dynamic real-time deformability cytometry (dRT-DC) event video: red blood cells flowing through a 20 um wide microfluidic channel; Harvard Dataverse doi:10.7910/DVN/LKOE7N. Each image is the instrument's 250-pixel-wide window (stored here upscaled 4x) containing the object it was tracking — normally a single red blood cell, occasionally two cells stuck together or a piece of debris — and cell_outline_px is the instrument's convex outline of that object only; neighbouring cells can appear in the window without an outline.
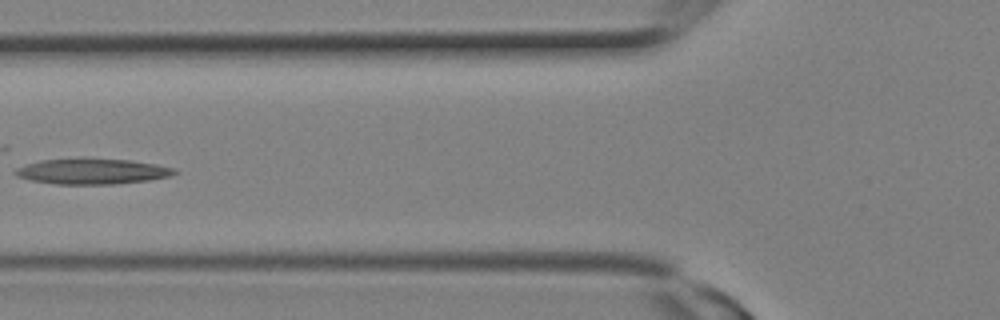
{"species": "Egyptian fruit bat (a non-hibernating species)", "species_latin": "Rousettus aegyptiacus", "temperature_condition": "room temperature", "stored_images_in_passage": 17, "camera_frame_rate_fps": 3000, "um_per_image_px": 0.085, "animal": {"sex": "female"}, "frame": {"image": 1, "passage_image": 10, "time_ms": 3.0, "image_size_px": [1000, 320], "cell_outline_px": [[180, 172], [172, 176], [148, 180], [116, 184], [56, 184], [32, 180], [16, 176], [12, 172], [16, 168], [24, 164], [40, 160], [128, 160], [156, 164], [176, 168]], "centroid_in_image_um": [7.87, 14.59], "position_along_channel_um": 117.9, "area_um2": 23.29}}
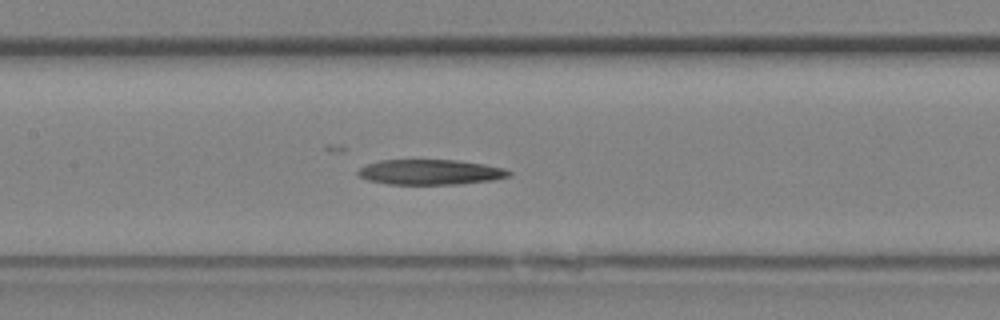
{"frame": {"image": 2, "passage_image": 12, "time_ms": 3.667, "image_size_px": [1000, 320], "cell_outline_px": [[512, 176], [496, 180], [456, 184], [388, 184], [368, 180], [360, 176], [356, 172], [360, 168], [368, 164], [380, 160], [460, 160], [484, 164], [504, 168], [512, 172]], "centroid_in_image_um": [36.63, 14.63], "position_along_channel_um": 170.8, "area_um2": 22.25}}